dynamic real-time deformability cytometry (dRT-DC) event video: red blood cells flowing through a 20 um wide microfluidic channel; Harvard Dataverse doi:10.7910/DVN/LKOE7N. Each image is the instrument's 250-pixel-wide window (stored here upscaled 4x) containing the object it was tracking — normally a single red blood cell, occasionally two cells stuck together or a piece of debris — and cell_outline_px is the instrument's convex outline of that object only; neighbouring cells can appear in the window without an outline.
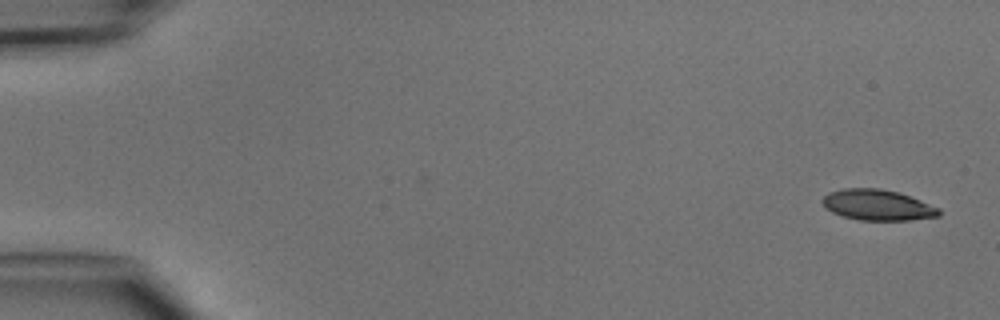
{"species": "common noctule bat (a hibernating species)", "species_latin": "Nyctalus noctula", "temperature_condition": "cold", "stored_images_in_passage": 6, "camera_frame_rate_fps": 3000, "um_per_image_px": 0.085, "animal": {"sex": "male", "body_mass_g": 15.6}, "frame": {"image": 1, "passage_image": 1, "time_ms": 0.0, "image_size_px": [1000, 320], "cell_outline_px": [[940, 216], [908, 220], [860, 220], [844, 216], [832, 212], [820, 200], [828, 192], [840, 188], [880, 188], [896, 192], [920, 200], [940, 208]], "centroid_in_image_um": [74.58, 17.42], "position_along_channel_um": 10.4, "area_um2": 20.75}}
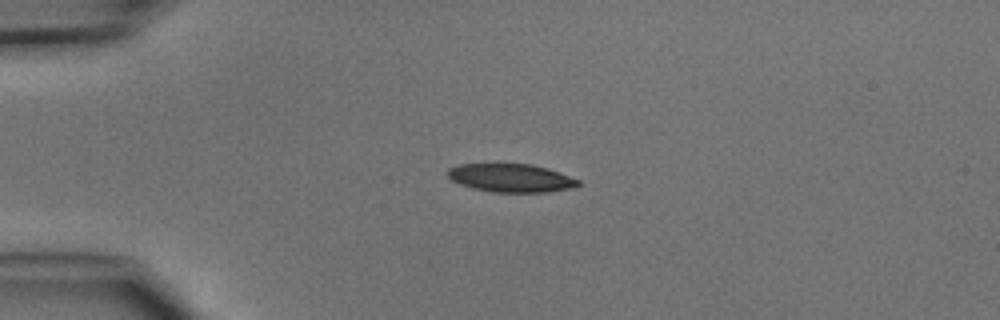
{"frame": {"image": 2, "passage_image": 3, "time_ms": 3.333, "image_size_px": [1000, 320], "cell_outline_px": [[580, 184], [572, 188], [548, 192], [492, 192], [472, 188], [460, 184], [452, 180], [444, 172], [448, 168], [460, 164], [532, 164], [548, 168], [560, 172], [580, 180]], "centroid_in_image_um": [43.42, 15.12], "position_along_channel_um": 41.6, "area_um2": 21.68}}